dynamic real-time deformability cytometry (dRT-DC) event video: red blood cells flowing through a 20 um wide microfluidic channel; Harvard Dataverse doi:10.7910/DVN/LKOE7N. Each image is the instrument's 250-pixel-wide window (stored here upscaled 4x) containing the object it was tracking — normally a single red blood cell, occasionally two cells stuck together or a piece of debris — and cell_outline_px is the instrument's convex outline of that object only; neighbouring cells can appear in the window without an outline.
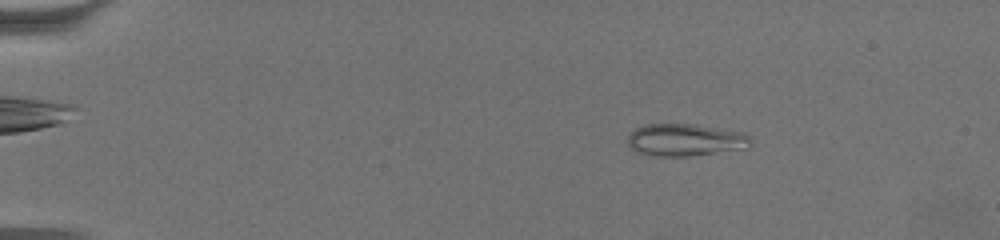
{"species": "common noctule bat (a hibernating species)", "species_latin": "Nyctalus noctula", "temperature_condition": "warm", "stored_images_in_passage": 63, "camera_frame_rate_fps": 3000, "um_per_image_px": 0.085, "animal": {"sex": "female", "body_mass_g": 19.5, "forearm_length_mm": 54.1}, "frame": {"image": 1, "passage_image": 11, "time_ms": 3.333, "image_size_px": [1000, 240], "cell_outline_px": [[752, 144], [748, 148], [688, 156], [652, 156], [636, 152], [628, 144], [628, 136], [636, 128], [644, 124], [696, 124], [744, 132], [752, 140]], "centroid_in_image_um": [58.27, 11.89], "position_along_channel_um": 26.7, "area_um2": 23.29}}
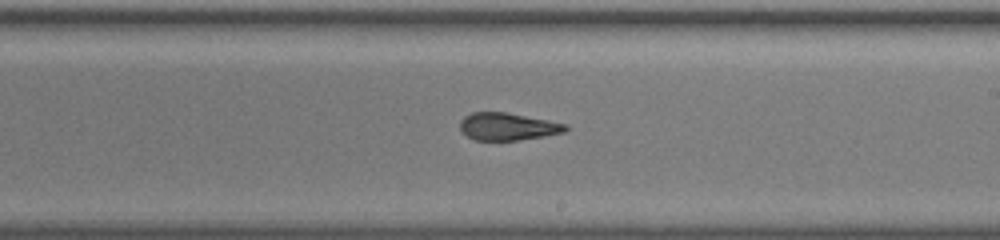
{"frame": {"image": 2, "passage_image": 39, "time_ms": 12.667, "image_size_px": [1000, 240], "cell_outline_px": [[568, 128], [564, 132], [544, 136], [520, 140], [472, 140], [460, 132], [460, 120], [464, 116], [472, 112], [508, 112], [568, 124]], "centroid_in_image_um": [43.12, 10.75], "position_along_channel_um": 245.9, "area_um2": 17.11}}
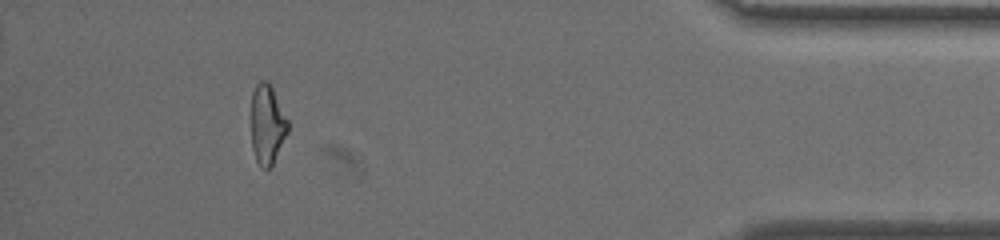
{"frame": {"image": 3, "passage_image": 58, "time_ms": 19.0, "image_size_px": [1000, 240], "cell_outline_px": [[288, 132], [272, 164], [268, 168], [264, 168], [256, 160], [252, 148], [252, 92], [256, 84], [260, 80], [268, 80], [288, 120]], "centroid_in_image_um": [22.71, 10.54], "position_along_channel_um": 412.5, "area_um2": 16.7}, "authors_computed_cell_mechanics": {"area_um2": 18.496, "velocity_mm_per_s": 3.3938, "shape_relaxation_time_tau1_ms": null, "shape_relaxation_time_tau2_ms": 1.7995, "deformation_change_tau1": null, "deformation_change_tau2": 0.0942}}